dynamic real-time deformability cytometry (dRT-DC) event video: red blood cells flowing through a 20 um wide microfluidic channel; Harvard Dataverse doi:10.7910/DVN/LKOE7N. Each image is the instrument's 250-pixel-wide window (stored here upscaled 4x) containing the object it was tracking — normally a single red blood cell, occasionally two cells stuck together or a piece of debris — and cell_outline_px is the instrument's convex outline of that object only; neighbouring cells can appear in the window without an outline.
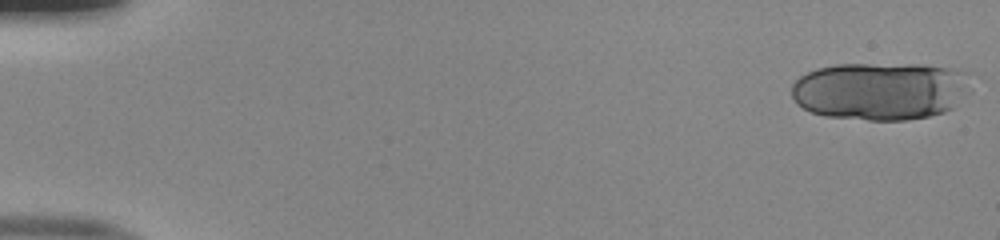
{"species": "human", "species_latin": "Homo sapiens", "temperature_condition": "room temperature", "stored_images_in_passage": 15, "camera_frame_rate_fps": 3000, "um_per_image_px": 0.085, "donor": {"sex": "male"}, "frame": {"image": 1, "passage_image": 1, "time_ms": 0.0, "image_size_px": [1000, 240], "cell_outline_px": [[972, 92], [952, 108], [944, 112], [928, 116], [908, 120], [868, 120], [824, 116], [812, 112], [796, 104], [792, 96], [792, 84], [800, 76], [816, 68], [836, 64], [924, 64], [960, 68], [968, 72]], "centroid_in_image_um": [74.91, 7.71], "position_along_channel_um": 10.1, "area_um2": 61.73}}